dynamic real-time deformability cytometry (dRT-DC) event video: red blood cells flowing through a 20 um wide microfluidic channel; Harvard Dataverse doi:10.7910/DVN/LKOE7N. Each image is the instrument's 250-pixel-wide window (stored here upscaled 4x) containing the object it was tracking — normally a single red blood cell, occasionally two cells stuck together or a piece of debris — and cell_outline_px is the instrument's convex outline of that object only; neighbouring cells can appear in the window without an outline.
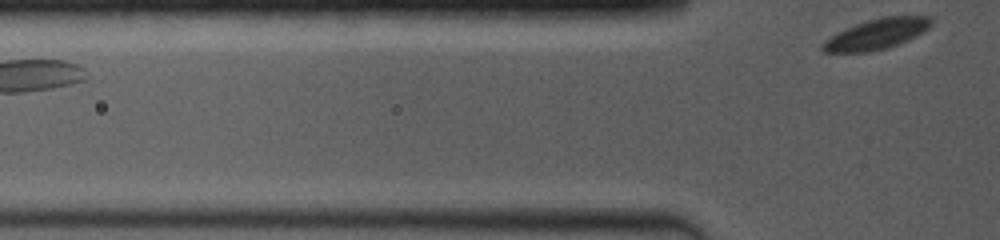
{"species": "common noctule bat (a hibernating species)", "species_latin": "Nyctalus noctula", "temperature_condition": "room temperature", "stored_images_in_passage": 8, "segment_of_instrument_passage": [2, 2], "camera_frame_rate_fps": 4000, "um_per_image_px": 0.085, "animal": {"sex": "female", "body_mass_g": 19.0, "forearm_length_mm": 53.3}, "frame": {"image": 1, "passage_image": 8, "time_ms": 2.0, "image_size_px": [1000, 240], "cell_outline_px": [[932, 24], [924, 32], [908, 40], [888, 48], [868, 52], [824, 52], [820, 48], [820, 44], [824, 40], [836, 32], [856, 24], [868, 20], [884, 16], [932, 16]], "centroid_in_image_um": [74.5, 2.9], "position_along_channel_um": 51.3, "area_um2": 19.42}}